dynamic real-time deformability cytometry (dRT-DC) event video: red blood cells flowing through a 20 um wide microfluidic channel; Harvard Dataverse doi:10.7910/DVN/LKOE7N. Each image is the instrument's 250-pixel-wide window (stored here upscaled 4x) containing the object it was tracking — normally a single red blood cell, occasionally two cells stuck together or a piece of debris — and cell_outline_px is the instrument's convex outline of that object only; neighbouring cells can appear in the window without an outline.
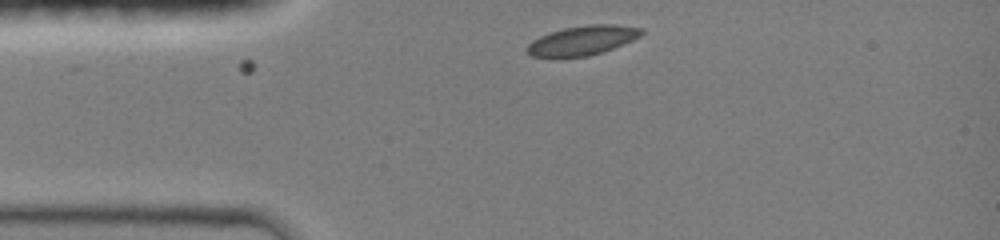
{"species": "common noctule bat (a hibernating species)", "species_latin": "Nyctalus noctula", "temperature_condition": "room temperature", "stored_images_in_passage": 2, "camera_frame_rate_fps": 3000, "um_per_image_px": 0.085, "animal": {"sex": "female", "body_mass_g": 19.0, "forearm_length_mm": 51.5}, "frame": {"image": 1, "passage_image": 2, "time_ms": 0.333, "image_size_px": [1000, 240], "cell_outline_px": [[644, 32], [640, 36], [632, 40], [612, 48], [588, 56], [560, 60], [552, 60], [532, 56], [524, 48], [532, 40], [548, 32], [564, 28], [588, 24], [616, 24], [644, 28]], "centroid_in_image_um": [49.42, 3.47], "position_along_channel_um": 35.6, "area_um2": 20.35}}